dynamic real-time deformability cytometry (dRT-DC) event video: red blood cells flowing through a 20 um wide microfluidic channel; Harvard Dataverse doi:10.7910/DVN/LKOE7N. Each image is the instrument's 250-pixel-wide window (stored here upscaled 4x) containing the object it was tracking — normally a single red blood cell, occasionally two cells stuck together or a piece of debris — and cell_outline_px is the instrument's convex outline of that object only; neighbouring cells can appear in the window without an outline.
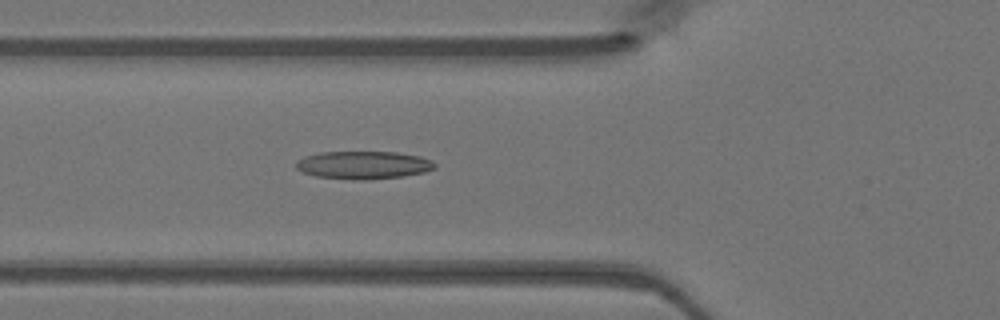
{"species": "Egyptian fruit bat (a non-hibernating species)", "species_latin": "Rousettus aegyptiacus", "temperature_condition": "warm", "stored_images_in_passage": 47, "camera_frame_rate_fps": 3000, "um_per_image_px": 0.085, "animal": {"sex": "female"}, "frame": {"image": 1, "passage_image": 17, "time_ms": 5.333, "image_size_px": [1000, 320], "cell_outline_px": [[436, 168], [424, 172], [400, 176], [368, 180], [356, 180], [316, 176], [304, 172], [296, 168], [296, 160], [304, 156], [320, 152], [396, 152], [420, 156], [432, 160], [436, 164]], "centroid_in_image_um": [30.89, 14.02], "position_along_channel_um": 94.9, "area_um2": 22.54}}
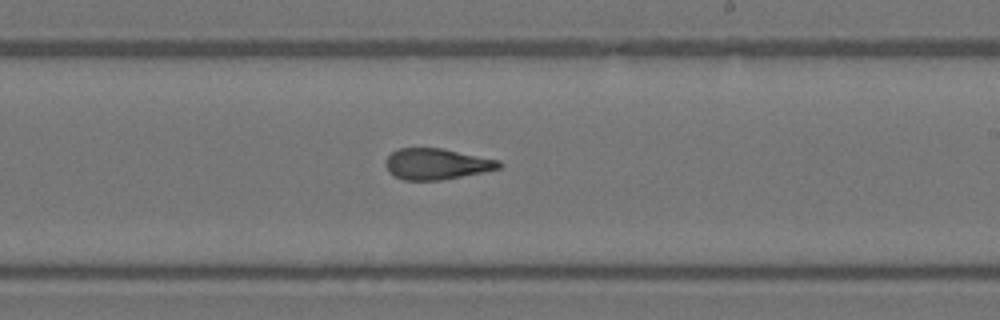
{"frame": {"image": 2, "passage_image": 28, "time_ms": 9.0, "image_size_px": [1000, 320], "cell_outline_px": [[504, 164], [500, 168], [440, 180], [404, 180], [388, 172], [384, 164], [384, 160], [392, 152], [400, 148], [440, 148], [500, 160]], "centroid_in_image_um": [37.08, 13.93], "position_along_channel_um": 251.9, "area_um2": 20.35}}
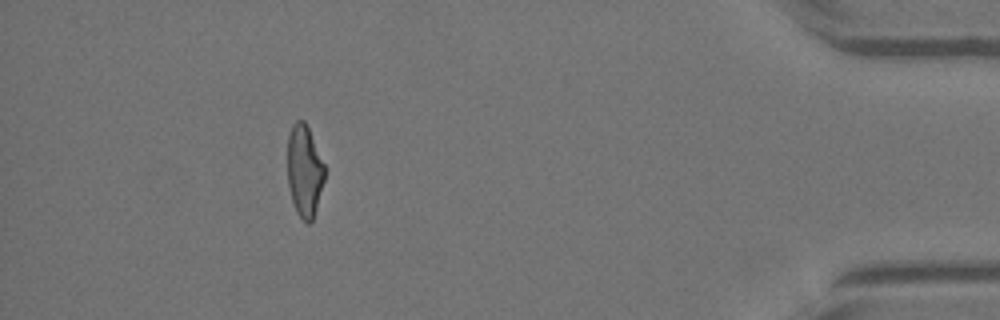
{"frame": {"image": 3, "passage_image": 43, "time_ms": 14.0, "image_size_px": [1000, 320], "cell_outline_px": [[324, 180], [316, 208], [312, 220], [308, 224], [296, 212], [292, 200], [288, 184], [288, 136], [292, 124], [296, 120], [304, 120], [308, 128], [324, 164]], "centroid_in_image_um": [25.86, 14.51], "position_along_channel_um": 409.3, "area_um2": 19.54}}